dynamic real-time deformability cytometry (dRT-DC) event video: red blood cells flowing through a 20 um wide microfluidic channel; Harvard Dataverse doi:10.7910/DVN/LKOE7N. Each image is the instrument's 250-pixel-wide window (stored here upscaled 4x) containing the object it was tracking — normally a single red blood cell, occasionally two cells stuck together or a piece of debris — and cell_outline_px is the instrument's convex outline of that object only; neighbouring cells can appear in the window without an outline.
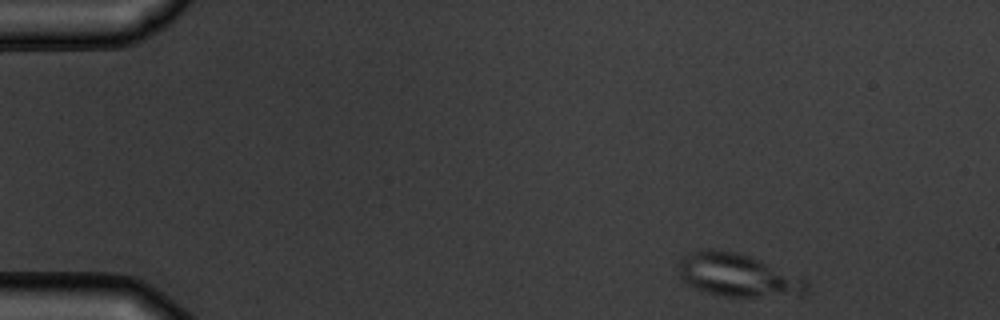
{"species": "common noctule bat (a hibernating species)", "species_latin": "Nyctalus noctula", "temperature_condition": "warm", "stored_images_in_passage": 4, "camera_frame_rate_fps": 3000, "um_per_image_px": 0.085, "animal": {"sex": "male", "body_mass_g": 19.5, "forearm_length_mm": 54.6}, "frame": {"image": 1, "passage_image": 1, "time_ms": 0.0, "image_size_px": [1000, 320], "cell_outline_px": [[808, 288], [804, 296], [724, 296], [708, 292], [696, 288], [688, 284], [680, 276], [680, 256], [704, 248], [708, 248], [736, 252], [760, 260], [808, 280]], "centroid_in_image_um": [62.74, 23.39], "position_along_channel_um": 22.3, "area_um2": 31.91}}